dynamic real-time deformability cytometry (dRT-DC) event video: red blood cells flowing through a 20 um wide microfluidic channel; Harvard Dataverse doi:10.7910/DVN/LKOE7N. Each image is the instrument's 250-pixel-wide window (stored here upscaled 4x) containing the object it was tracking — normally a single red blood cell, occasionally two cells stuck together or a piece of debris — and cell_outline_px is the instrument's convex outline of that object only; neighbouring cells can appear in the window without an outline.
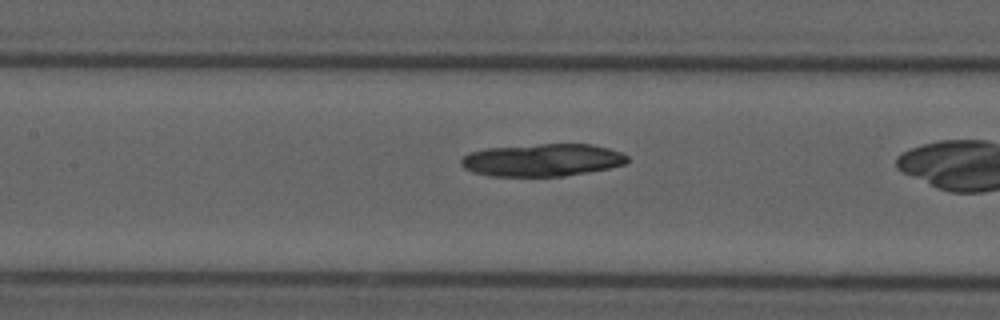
{"species": "common noctule bat (a hibernating species)", "species_latin": "Nyctalus noctula", "temperature_condition": "cold", "stored_images_in_passage": 25, "camera_frame_rate_fps": 3000, "um_per_image_px": 0.085, "animal": {"sex": "male", "forearm_length_mm": 52.5}, "frame": {"image": 1, "passage_image": 23, "time_ms": 7.333, "image_size_px": [1000, 320], "cell_outline_px": [[628, 160], [624, 164], [608, 168], [564, 176], [488, 176], [472, 172], [464, 168], [460, 164], [460, 160], [468, 152], [484, 148], [540, 144], [592, 144], [608, 148], [620, 152], [628, 156]], "centroid_in_image_um": [46.04, 13.6], "position_along_channel_um": 161.4, "area_um2": 31.62}}